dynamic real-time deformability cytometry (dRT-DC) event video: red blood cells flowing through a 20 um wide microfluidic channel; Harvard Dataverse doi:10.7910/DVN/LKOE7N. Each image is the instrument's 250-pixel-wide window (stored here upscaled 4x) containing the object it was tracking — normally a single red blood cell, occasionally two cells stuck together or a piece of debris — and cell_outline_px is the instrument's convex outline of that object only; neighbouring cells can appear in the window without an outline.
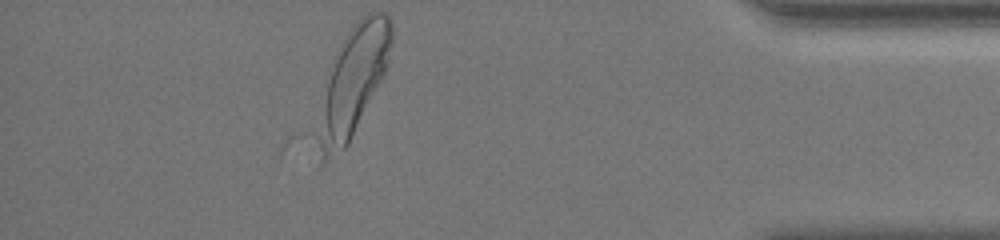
{"species": "human", "species_latin": "Homo sapiens", "temperature_condition": "room temperature", "stored_images_in_passage": 31, "camera_frame_rate_fps": 3000, "um_per_image_px": 0.085, "donor": {"sex": "female"}, "frame": {"image": 1, "passage_image": 31, "time_ms": 12.333, "image_size_px": [1000, 240], "cell_outline_px": [[392, 40], [388, 64], [348, 144], [344, 148], [316, 168], [312, 136], [332, 68], [340, 44], [348, 32], [360, 16], [368, 12], [384, 12], [388, 16], [392, 24]], "centroid_in_image_um": [29.93, 7.08], "position_along_channel_um": 405.3, "area_um2": 46.7}}